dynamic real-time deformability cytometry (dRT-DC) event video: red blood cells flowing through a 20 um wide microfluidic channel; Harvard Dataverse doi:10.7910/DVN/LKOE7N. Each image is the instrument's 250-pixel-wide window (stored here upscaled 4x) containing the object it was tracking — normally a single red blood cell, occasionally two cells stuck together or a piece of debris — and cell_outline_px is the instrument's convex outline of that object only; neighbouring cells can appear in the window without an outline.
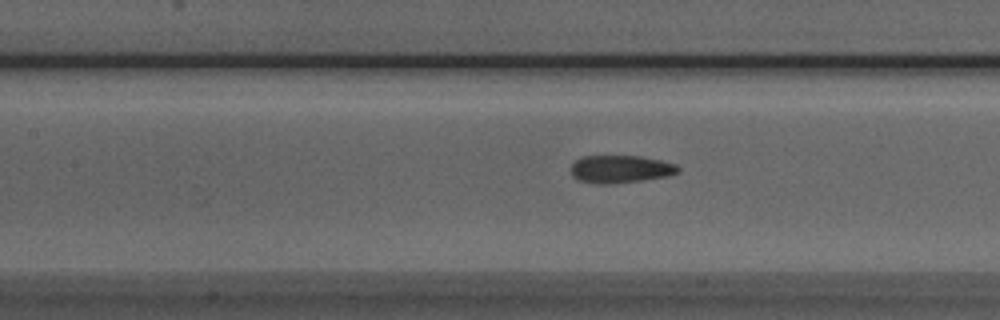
{"species": "Egyptian fruit bat (a non-hibernating species)", "species_latin": "Rousettus aegyptiacus", "temperature_condition": "room temperature", "stored_images_in_passage": 37, "camera_frame_rate_fps": 3000, "um_per_image_px": 0.085, "animal": {"sex": "male"}, "frame": {"image": 1, "passage_image": 13, "time_ms": 4.0, "image_size_px": [1000, 320], "cell_outline_px": [[680, 172], [668, 176], [640, 180], [608, 184], [596, 184], [576, 180], [572, 176], [572, 164], [576, 160], [584, 156], [640, 156], [660, 160], [676, 164], [680, 168]], "centroid_in_image_um": [52.74, 14.38], "position_along_channel_um": 154.7, "area_um2": 17.28}}
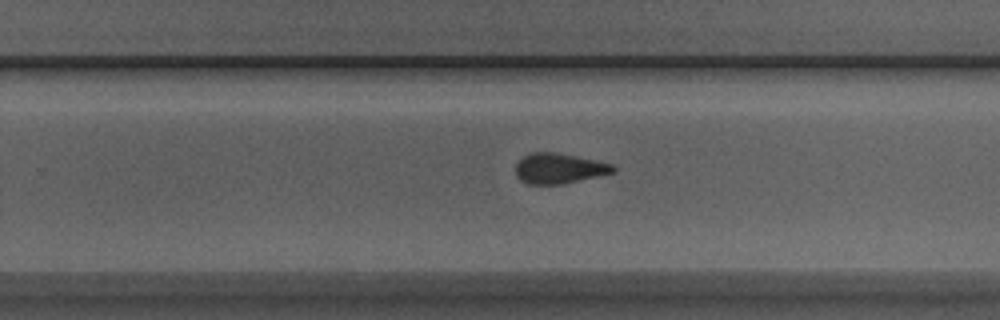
{"frame": {"image": 2, "passage_image": 23, "time_ms": 7.333, "image_size_px": [1000, 320], "cell_outline_px": [[616, 172], [564, 184], [528, 184], [520, 180], [516, 176], [516, 164], [524, 156], [532, 152], [552, 152], [576, 156], [612, 164], [616, 168]], "centroid_in_image_um": [47.52, 14.33], "position_along_channel_um": 282.3, "area_um2": 17.17}}
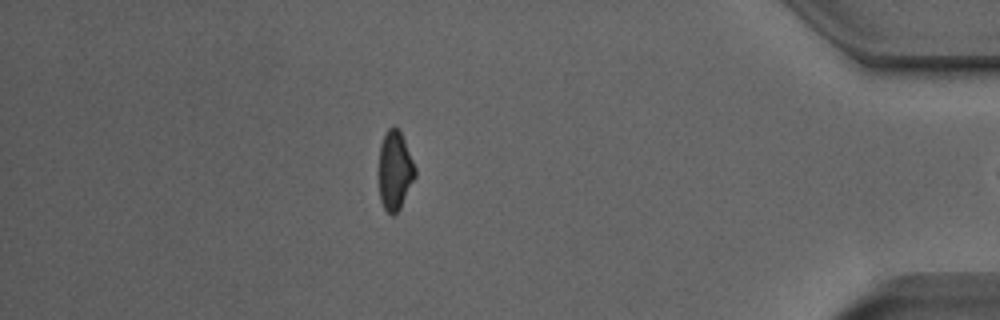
{"frame": {"image": 3, "passage_image": 36, "time_ms": 11.667, "image_size_px": [1000, 320], "cell_outline_px": [[416, 176], [400, 208], [392, 216], [384, 208], [380, 200], [380, 144], [384, 132], [392, 124], [400, 132], [404, 140], [416, 168]], "centroid_in_image_um": [33.57, 14.47], "position_along_channel_um": 401.6, "area_um2": 16.53}}